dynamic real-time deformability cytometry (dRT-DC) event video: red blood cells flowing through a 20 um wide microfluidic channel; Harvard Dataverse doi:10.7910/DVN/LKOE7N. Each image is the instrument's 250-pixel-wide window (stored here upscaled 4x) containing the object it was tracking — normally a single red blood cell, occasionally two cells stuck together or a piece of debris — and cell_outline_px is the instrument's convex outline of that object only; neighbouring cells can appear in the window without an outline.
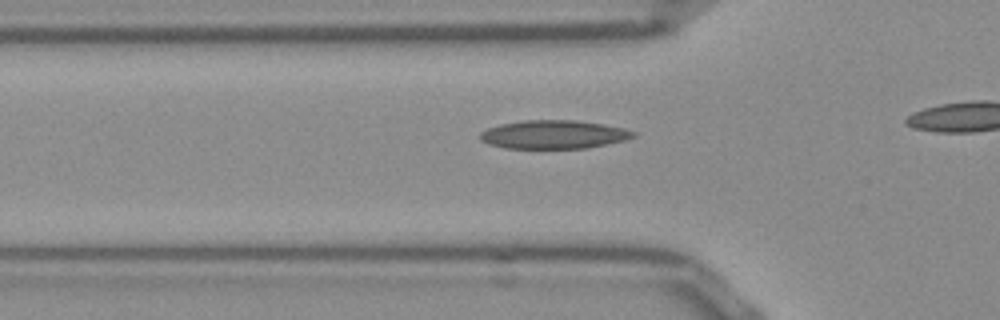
{"species": "Egyptian fruit bat (a non-hibernating species)", "species_latin": "Rousettus aegyptiacus", "temperature_condition": "room temperature", "stored_images_in_passage": 15, "camera_frame_rate_fps": 3000, "um_per_image_px": 0.085, "frame": {"image": 1, "passage_image": 3, "time_ms": 0.667, "image_size_px": [1000, 320], "cell_outline_px": [[636, 136], [624, 140], [588, 148], [504, 148], [488, 144], [480, 140], [480, 132], [488, 128], [500, 124], [524, 120], [576, 120], [604, 124], [624, 128], [636, 132]], "centroid_in_image_um": [47.06, 11.43], "position_along_channel_um": 78.7, "area_um2": 25.49}}
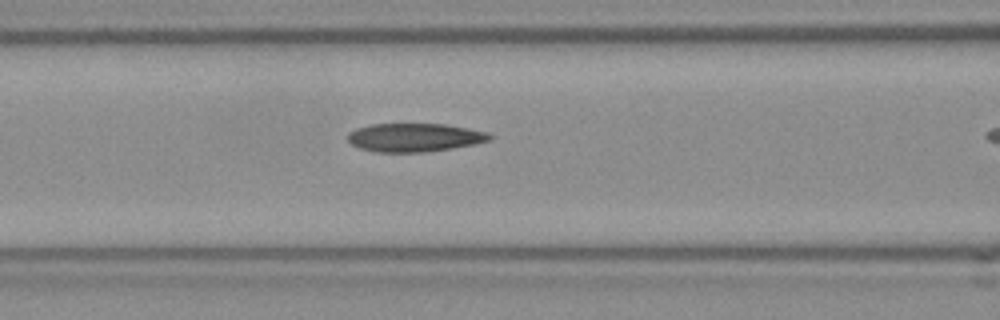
{"frame": {"image": 2, "passage_image": 7, "time_ms": 2.0, "image_size_px": [1000, 320], "cell_outline_px": [[492, 140], [476, 144], [452, 148], [424, 152], [376, 152], [360, 148], [352, 144], [348, 140], [348, 132], [356, 128], [372, 124], [444, 124], [468, 128], [484, 132], [492, 136]], "centroid_in_image_um": [35.22, 11.69], "position_along_channel_um": 131.4, "area_um2": 23.47}}